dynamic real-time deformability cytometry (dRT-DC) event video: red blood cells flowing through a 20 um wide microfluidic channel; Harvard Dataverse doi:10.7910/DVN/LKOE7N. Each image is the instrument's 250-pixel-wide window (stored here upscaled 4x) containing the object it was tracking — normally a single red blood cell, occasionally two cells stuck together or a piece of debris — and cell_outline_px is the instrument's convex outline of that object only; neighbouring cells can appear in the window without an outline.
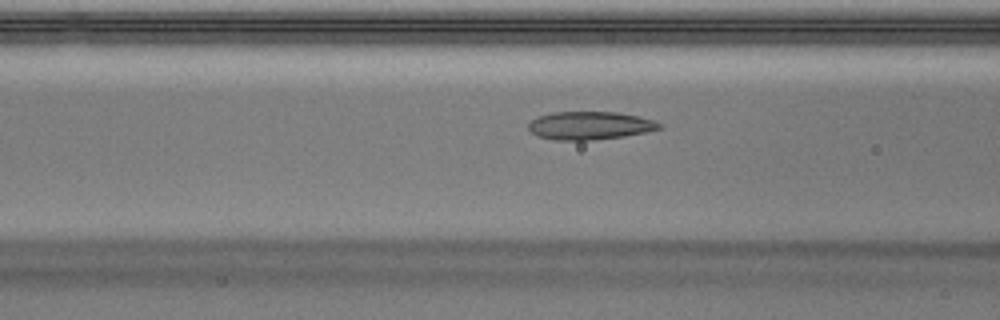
{"species": "Egyptian fruit bat (a non-hibernating species)", "species_latin": "Rousettus aegyptiacus", "temperature_condition": "warm", "stored_images_in_passage": 5, "camera_frame_rate_fps": 3000, "um_per_image_px": 0.085, "animal": {"sex": "male"}, "frame": {"image": 1, "passage_image": 4, "time_ms": 1.0, "image_size_px": [1000, 320], "cell_outline_px": [[660, 128], [644, 132], [624, 136], [592, 140], [556, 140], [536, 136], [528, 128], [528, 124], [536, 116], [552, 112], [616, 112], [640, 116], [652, 120], [660, 124]], "centroid_in_image_um": [50.08, 10.67], "position_along_channel_um": 116.5, "area_um2": 21.33}}